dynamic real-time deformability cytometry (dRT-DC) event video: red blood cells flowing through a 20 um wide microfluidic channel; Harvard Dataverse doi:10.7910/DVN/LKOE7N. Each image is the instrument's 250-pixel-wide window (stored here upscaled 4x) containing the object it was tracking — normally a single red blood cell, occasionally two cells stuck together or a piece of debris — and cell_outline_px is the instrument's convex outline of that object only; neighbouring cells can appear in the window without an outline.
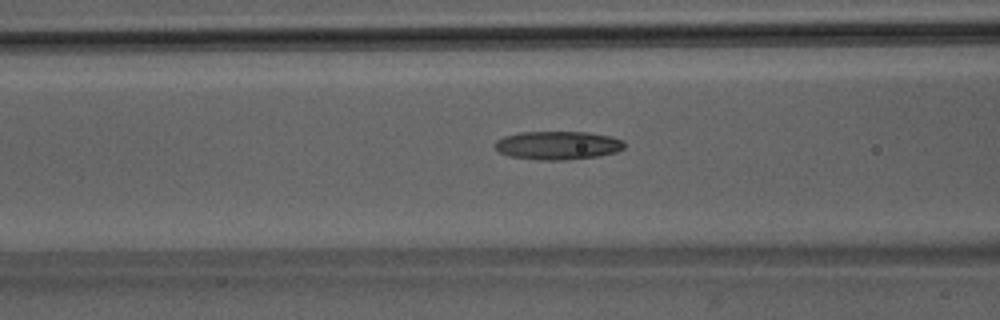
{"species": "Egyptian fruit bat (a non-hibernating species)", "species_latin": "Rousettus aegyptiacus", "temperature_condition": "room temperature", "stored_images_in_passage": 51, "segment_of_instrument_passage": [1, 2], "camera_frame_rate_fps": 3000, "um_per_image_px": 0.085, "animal": {"sex": "male"}, "frame": {"image": 1, "passage_image": 20, "time_ms": 6.333, "image_size_px": [1000, 320], "cell_outline_px": [[624, 148], [616, 152], [600, 156], [564, 160], [540, 160], [508, 156], [500, 152], [496, 148], [496, 140], [504, 136], [520, 132], [588, 132], [612, 136], [624, 140]], "centroid_in_image_um": [47.44, 12.35], "position_along_channel_um": 119.2, "area_um2": 21.56}}
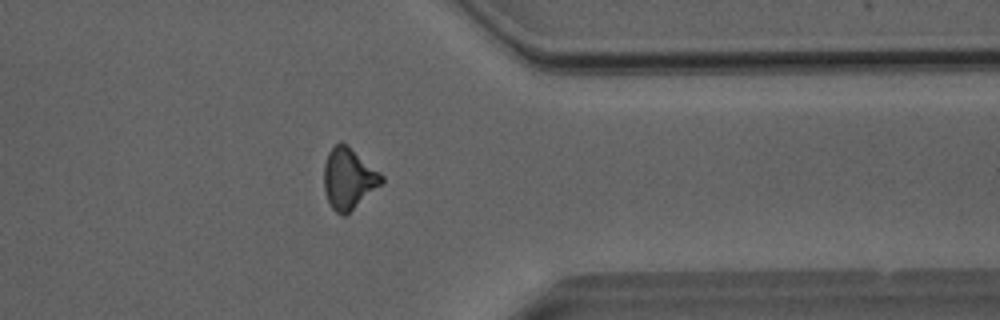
{"frame": {"image": 2, "passage_image": 40, "time_ms": 13.0, "image_size_px": [1000, 320], "cell_outline_px": [[384, 180], [380, 184], [344, 216], [340, 216], [332, 208], [328, 200], [324, 188], [324, 164], [328, 152], [340, 140], [348, 144], [380, 172], [384, 176]], "centroid_in_image_um": [29.61, 15.13], "position_along_channel_um": 381.8, "area_um2": 20.29}}
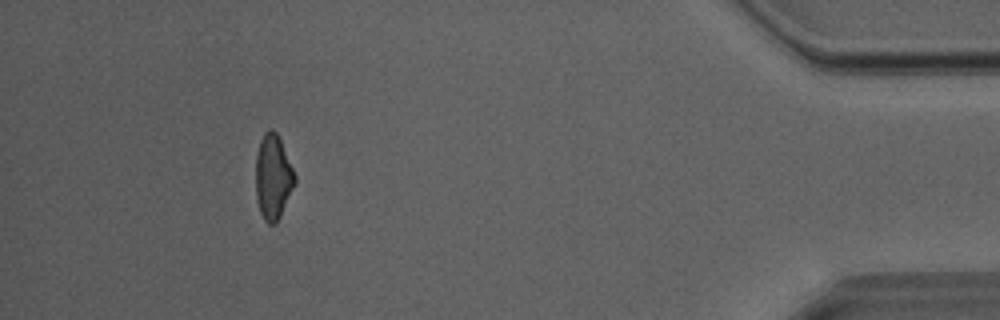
{"frame": {"image": 3, "passage_image": 46, "time_ms": 15.0, "image_size_px": [1000, 320], "cell_outline_px": [[296, 184], [276, 224], [268, 224], [264, 220], [260, 212], [256, 196], [256, 156], [260, 140], [264, 132], [268, 128], [272, 128], [276, 132], [280, 140], [296, 176]], "centroid_in_image_um": [23.21, 15.05], "position_along_channel_um": 412.0, "area_um2": 19.36}}